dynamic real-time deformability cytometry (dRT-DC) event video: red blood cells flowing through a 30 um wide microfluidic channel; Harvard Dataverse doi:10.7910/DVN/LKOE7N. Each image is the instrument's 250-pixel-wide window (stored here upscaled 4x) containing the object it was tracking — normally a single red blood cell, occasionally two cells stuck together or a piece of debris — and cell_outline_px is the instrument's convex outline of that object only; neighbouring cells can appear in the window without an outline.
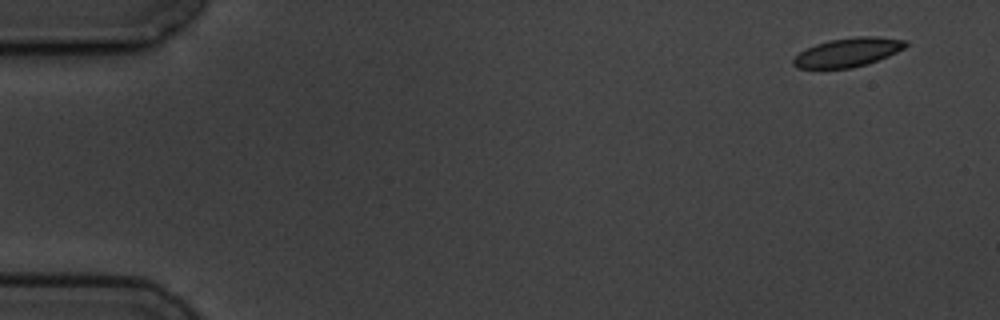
{"species": "common noctule bat (a hibernating species)", "species_latin": "Nyctalus noctula", "temperature_condition": "cold", "stored_images_in_passage": 5, "camera_frame_rate_fps": 3000, "um_per_image_px": 0.085, "animal": {"sex": "male", "body_mass_g": 19.5, "forearm_length_mm": 54.6}, "frame": {"image": 1, "passage_image": 1, "time_ms": 0.0, "image_size_px": [1000, 320], "cell_outline_px": [[908, 44], [904, 48], [888, 56], [868, 64], [852, 68], [796, 68], [792, 64], [792, 60], [800, 52], [816, 44], [828, 40], [856, 36], [876, 36], [908, 40]], "centroid_in_image_um": [72.09, 4.44], "position_along_channel_um": 12.9, "area_um2": 18.96}}
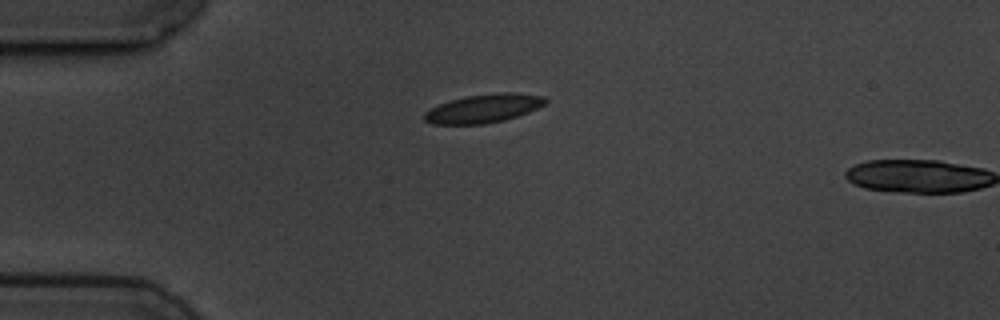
{"frame": {"image": 2, "passage_image": 4, "time_ms": 3.667, "image_size_px": [1000, 320], "cell_outline_px": [[548, 100], [544, 104], [528, 112], [504, 120], [484, 124], [432, 124], [424, 120], [424, 112], [440, 104], [464, 96], [496, 92], [516, 92], [544, 96]], "centroid_in_image_um": [41.11, 9.2], "position_along_channel_um": 43.9, "area_um2": 20.11}}